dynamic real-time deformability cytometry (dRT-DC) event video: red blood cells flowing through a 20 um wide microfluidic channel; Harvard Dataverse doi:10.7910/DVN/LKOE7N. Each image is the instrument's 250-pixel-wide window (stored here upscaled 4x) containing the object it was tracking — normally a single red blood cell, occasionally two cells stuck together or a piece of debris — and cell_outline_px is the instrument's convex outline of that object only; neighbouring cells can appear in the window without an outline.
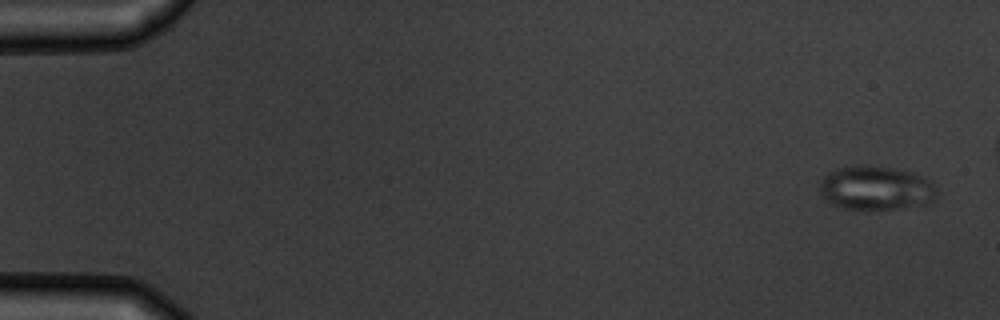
{"species": "common noctule bat (a hibernating species)", "species_latin": "Nyctalus noctula", "temperature_condition": "warm", "stored_images_in_passage": 6, "camera_frame_rate_fps": 3000, "um_per_image_px": 0.085, "animal": {"sex": "male", "body_mass_g": 19.5, "forearm_length_mm": 54.6}, "frame": {"image": 1, "passage_image": 1, "time_ms": 0.0, "image_size_px": [1000, 320], "cell_outline_px": [[936, 200], [932, 204], [896, 208], [844, 208], [832, 204], [820, 192], [820, 184], [824, 176], [836, 168], [844, 164], [868, 164], [892, 168], [912, 172], [924, 176], [932, 180], [936, 188]], "centroid_in_image_um": [74.5, 15.94], "position_along_channel_um": 10.5, "area_um2": 30.4}}